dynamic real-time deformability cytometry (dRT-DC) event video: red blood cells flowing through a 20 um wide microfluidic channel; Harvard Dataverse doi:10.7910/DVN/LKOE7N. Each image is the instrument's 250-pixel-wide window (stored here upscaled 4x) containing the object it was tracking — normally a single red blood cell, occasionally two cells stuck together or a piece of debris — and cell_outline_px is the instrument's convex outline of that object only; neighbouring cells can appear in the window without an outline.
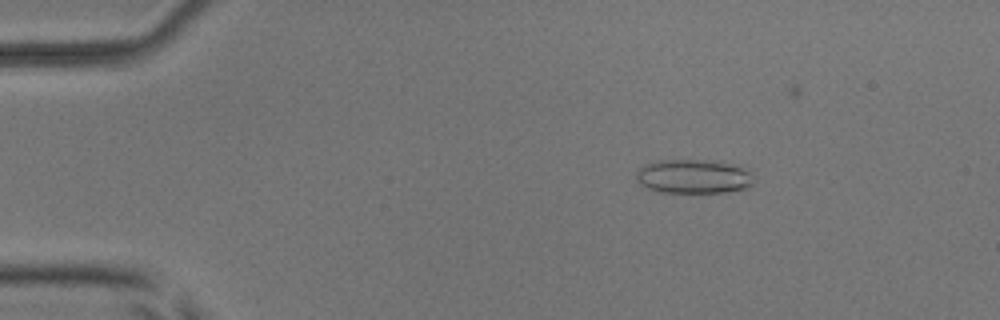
{"species": "common noctule bat (a hibernating species)", "species_latin": "Nyctalus noctula", "temperature_condition": "room temperature", "stored_images_in_passage": 4, "camera_frame_rate_fps": 3000, "um_per_image_px": 0.085, "animal": {"sex": "male", "body_mass_g": 17.9, "forearm_length_mm": 54.2}, "frame": {"image": 1, "passage_image": 2, "time_ms": 1.0, "image_size_px": [1000, 320], "cell_outline_px": [[752, 184], [744, 188], [724, 192], [660, 192], [648, 188], [640, 184], [636, 180], [636, 172], [644, 164], [660, 160], [716, 160], [740, 164], [748, 172]], "centroid_in_image_um": [58.91, 14.97], "position_along_channel_um": 26.1, "area_um2": 23.35}}